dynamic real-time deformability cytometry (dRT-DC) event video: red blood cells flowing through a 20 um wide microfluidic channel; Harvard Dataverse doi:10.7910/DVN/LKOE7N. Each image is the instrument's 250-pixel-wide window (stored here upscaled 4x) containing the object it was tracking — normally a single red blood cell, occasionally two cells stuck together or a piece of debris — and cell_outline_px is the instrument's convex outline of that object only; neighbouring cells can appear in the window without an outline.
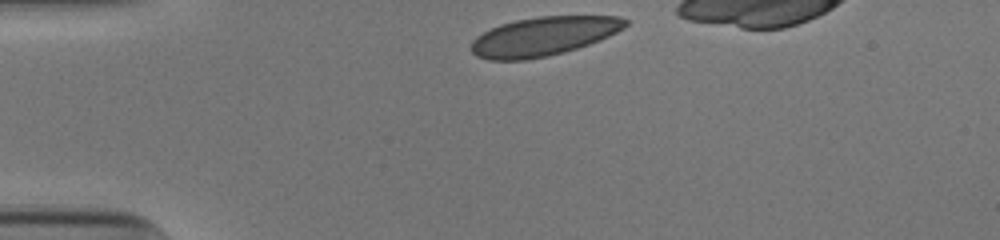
{"species": "human", "species_latin": "Homo sapiens", "temperature_condition": "cold", "stored_images_in_passage": 31, "camera_frame_rate_fps": 3000, "um_per_image_px": 0.085, "donor": {"sex": "male"}, "frame": {"image": 1, "passage_image": 1, "time_ms": 0.0, "image_size_px": [1000, 240], "cell_outline_px": [[628, 24], [624, 28], [608, 36], [588, 44], [564, 52], [548, 56], [524, 60], [488, 60], [476, 56], [468, 48], [472, 40], [476, 36], [500, 24], [516, 20], [540, 16], [620, 16], [628, 20]], "centroid_in_image_um": [46.16, 3.09], "position_along_channel_um": 38.8, "area_um2": 34.97}}
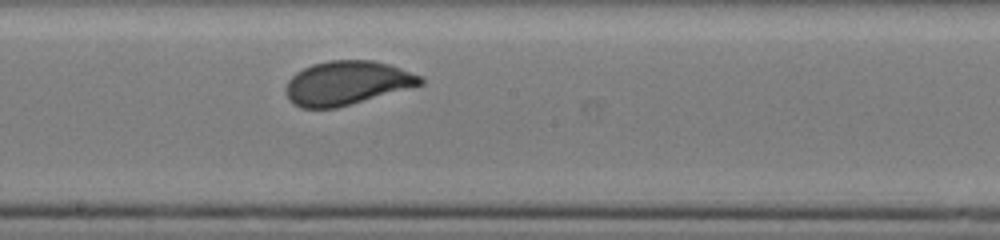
{"frame": {"image": 2, "passage_image": 18, "time_ms": 5.667, "image_size_px": [1000, 240], "cell_outline_px": [[424, 84], [336, 108], [300, 108], [292, 104], [288, 100], [284, 88], [288, 80], [296, 72], [312, 64], [328, 60], [372, 60], [388, 64], [424, 76]], "centroid_in_image_um": [29.46, 7.05], "position_along_channel_um": 218.7, "area_um2": 34.62}}
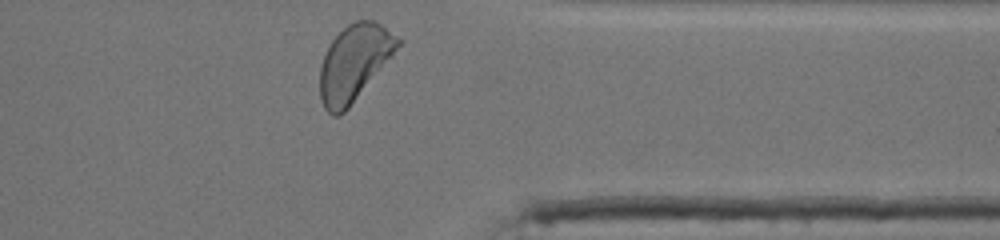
{"frame": {"image": 3, "passage_image": 31, "time_ms": 10.0, "image_size_px": [1000, 240], "cell_outline_px": [[404, 40], [392, 56], [348, 108], [340, 116], [332, 116], [324, 108], [320, 96], [320, 64], [332, 40], [348, 24], [356, 20], [372, 20], [380, 24], [400, 36]], "centroid_in_image_um": [30.12, 5.33], "position_along_channel_um": 381.3, "area_um2": 34.33}, "authors_computed_cell_mechanics": {"area_um2": 34.4488, "velocity_mm_per_s": 3.8972, "shape_relaxation_time_tau1_ms": 2.332, "shape_relaxation_time_tau2_ms": null, "deformation_change_tau1": 0.1243, "deformation_change_tau2": null}}